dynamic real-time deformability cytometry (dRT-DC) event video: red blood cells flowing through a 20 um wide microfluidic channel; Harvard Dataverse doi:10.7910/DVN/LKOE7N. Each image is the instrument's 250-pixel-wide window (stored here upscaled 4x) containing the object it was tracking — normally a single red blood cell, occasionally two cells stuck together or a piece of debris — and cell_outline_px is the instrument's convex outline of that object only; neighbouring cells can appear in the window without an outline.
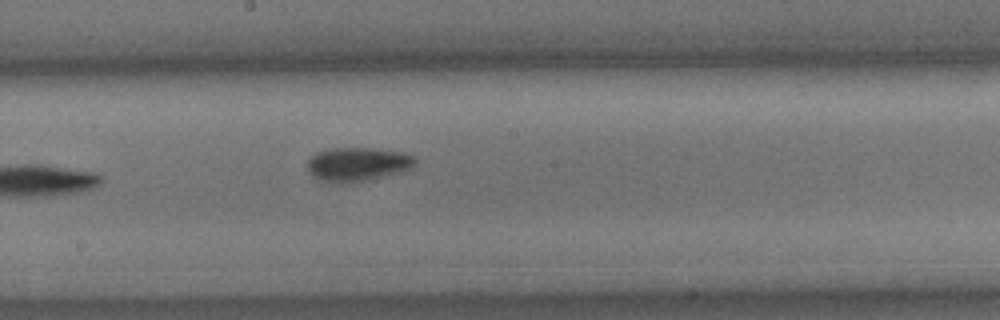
{"species": "common noctule bat (a hibernating species)", "species_latin": "Nyctalus noctula", "temperature_condition": "cold", "stored_images_in_passage": 9, "camera_frame_rate_fps": 3000, "um_per_image_px": 0.085, "animal": {"sex": "male", "body_mass_g": 15.6}, "frame": {"image": 1, "passage_image": 9, "time_ms": 2.667, "image_size_px": [1000, 320], "cell_outline_px": [[416, 164], [412, 168], [380, 176], [340, 184], [320, 180], [312, 176], [308, 172], [308, 160], [316, 152], [328, 148], [368, 148], [400, 152], [416, 156]], "centroid_in_image_um": [30.34, 13.94], "position_along_channel_um": 217.9, "area_um2": 20.92}}